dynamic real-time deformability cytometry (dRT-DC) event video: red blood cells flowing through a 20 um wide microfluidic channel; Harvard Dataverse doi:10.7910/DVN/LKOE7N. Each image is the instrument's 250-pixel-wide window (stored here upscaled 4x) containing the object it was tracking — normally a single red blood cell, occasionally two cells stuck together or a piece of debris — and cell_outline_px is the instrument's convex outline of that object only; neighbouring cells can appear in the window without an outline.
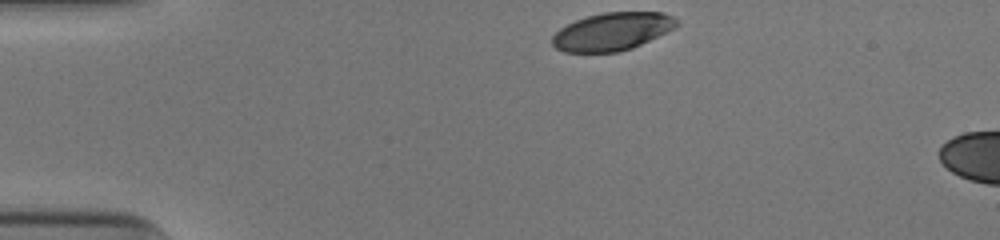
{"species": "human", "species_latin": "Homo sapiens", "temperature_condition": "cold", "stored_images_in_passage": 5, "camera_frame_rate_fps": 3000, "um_per_image_px": 0.085, "donor": {"sex": "male"}, "frame": {"image": 1, "passage_image": 1, "time_ms": 0.0, "image_size_px": [1000, 240], "cell_outline_px": [[680, 24], [632, 48], [620, 52], [564, 52], [556, 48], [552, 44], [552, 36], [560, 28], [576, 20], [588, 16], [604, 12], [664, 12], [672, 16]], "centroid_in_image_um": [52.0, 2.68], "position_along_channel_um": 33.0, "area_um2": 27.11}}